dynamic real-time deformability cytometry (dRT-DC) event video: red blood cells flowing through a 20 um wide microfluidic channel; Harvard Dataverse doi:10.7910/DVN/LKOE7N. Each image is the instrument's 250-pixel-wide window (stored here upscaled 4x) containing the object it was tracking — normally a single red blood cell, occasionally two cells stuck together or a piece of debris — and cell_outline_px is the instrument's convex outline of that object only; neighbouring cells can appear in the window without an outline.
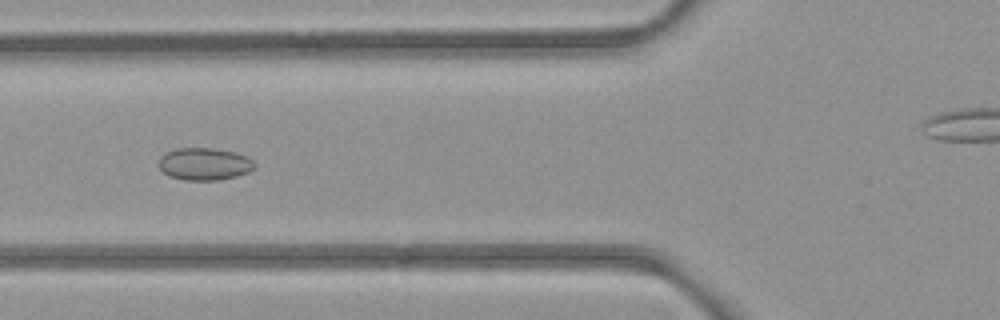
{"species": "common noctule bat (a hibernating species)", "species_latin": "Nyctalus noctula", "temperature_condition": "room temperature", "stored_images_in_passage": 54, "camera_frame_rate_fps": 3000, "um_per_image_px": 0.085, "animal": {"sex": "female", "body_mass_g": 21.9}, "frame": {"image": 1, "passage_image": 20, "time_ms": 6.333, "image_size_px": [1000, 320], "cell_outline_px": [[256, 168], [248, 172], [236, 176], [220, 180], [184, 180], [168, 176], [160, 168], [160, 156], [176, 148], [212, 148], [236, 152], [248, 156], [256, 164]], "centroid_in_image_um": [17.42, 13.94], "position_along_channel_um": 108.4, "area_um2": 18.15}}
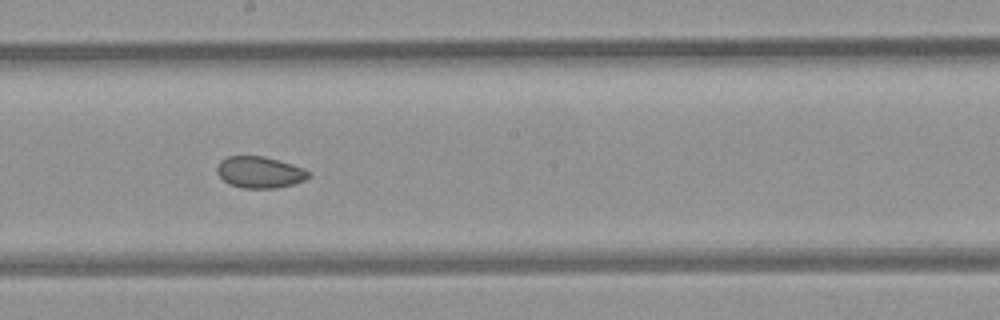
{"frame": {"image": 2, "passage_image": 29, "time_ms": 9.333, "image_size_px": [1000, 320], "cell_outline_px": [[308, 176], [304, 180], [292, 184], [276, 188], [244, 188], [228, 184], [216, 172], [216, 168], [220, 160], [228, 156], [264, 156], [304, 168], [308, 172]], "centroid_in_image_um": [22.03, 14.64], "position_along_channel_um": 226.2, "area_um2": 16.65}}
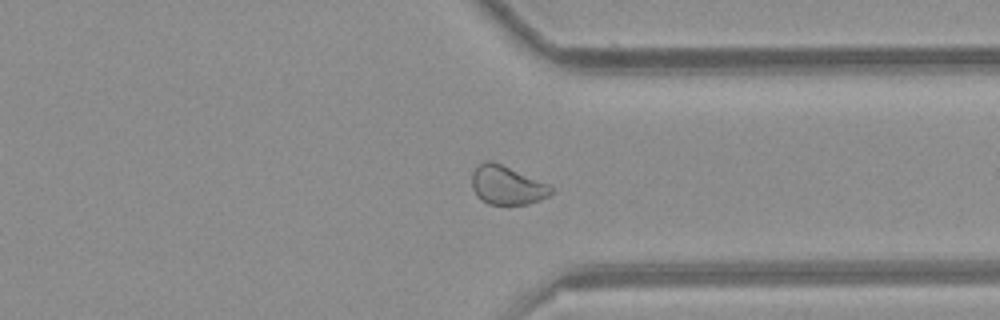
{"frame": {"image": 3, "passage_image": 40, "time_ms": 13.0, "image_size_px": [1000, 320], "cell_outline_px": [[552, 192], [548, 196], [540, 200], [528, 204], [488, 204], [480, 200], [476, 196], [472, 188], [472, 172], [484, 160], [492, 160], [548, 184], [552, 188]], "centroid_in_image_um": [43.05, 15.75], "position_along_channel_um": 368.3, "area_um2": 17.86}, "authors_computed_cell_mechanics": {"area_um2": 19.4786, "velocity_mm_per_s": 3.9108, "shape_relaxation_time_tau1_ms": null, "shape_relaxation_time_tau2_ms": 2.4745, "deformation_change_tau1": null, "deformation_change_tau2": 0.0558}}